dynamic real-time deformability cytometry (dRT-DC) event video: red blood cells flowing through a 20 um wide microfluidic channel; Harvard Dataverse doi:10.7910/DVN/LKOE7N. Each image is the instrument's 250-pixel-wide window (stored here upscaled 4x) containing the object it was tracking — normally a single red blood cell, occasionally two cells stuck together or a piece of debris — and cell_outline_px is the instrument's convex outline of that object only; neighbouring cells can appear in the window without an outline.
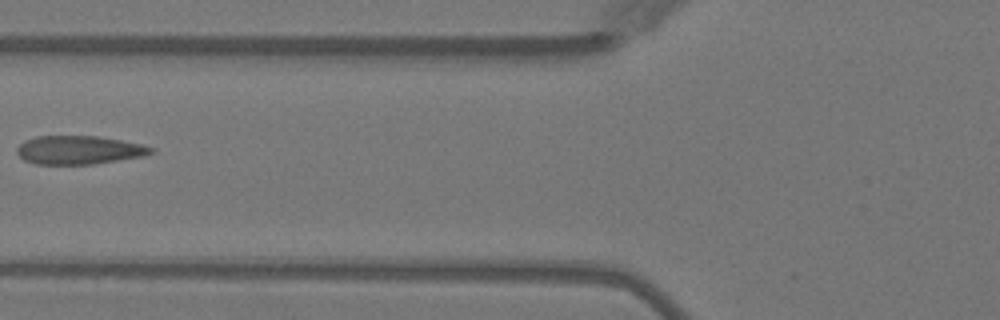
{"species": "Egyptian fruit bat (a non-hibernating species)", "species_latin": "Rousettus aegyptiacus", "temperature_condition": "warm", "stored_images_in_passage": 2, "camera_frame_rate_fps": 3000, "um_per_image_px": 0.085, "animal": {"sex": "female"}, "frame": {"image": 1, "passage_image": 2, "time_ms": 2.0, "image_size_px": [1000, 320], "cell_outline_px": [[156, 152], [144, 156], [92, 164], [32, 164], [24, 160], [16, 152], [16, 148], [24, 140], [36, 136], [100, 136], [140, 144], [152, 148]], "centroid_in_image_um": [6.68, 12.75], "position_along_channel_um": 119.1, "area_um2": 22.31}}